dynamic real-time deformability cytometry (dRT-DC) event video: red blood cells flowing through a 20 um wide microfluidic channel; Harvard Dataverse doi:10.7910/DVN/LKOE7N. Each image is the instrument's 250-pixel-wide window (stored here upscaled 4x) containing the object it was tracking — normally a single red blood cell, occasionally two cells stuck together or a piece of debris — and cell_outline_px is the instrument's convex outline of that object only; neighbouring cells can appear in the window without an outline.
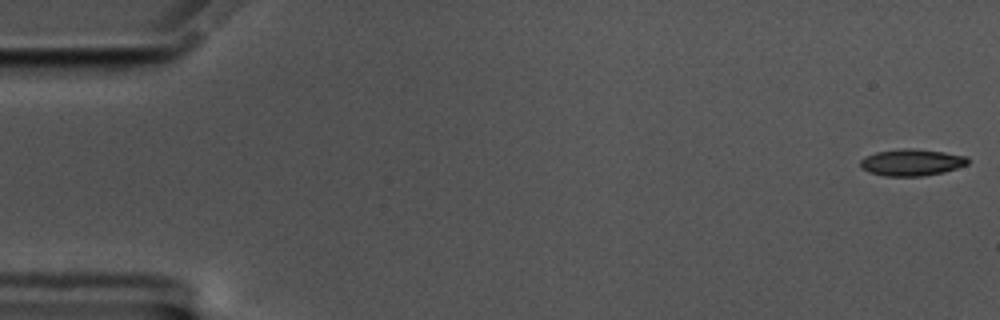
{"species": "common noctule bat (a hibernating species)", "species_latin": "Nyctalus noctula", "temperature_condition": "cold", "stored_images_in_passage": 57, "camera_frame_rate_fps": 3000, "um_per_image_px": 0.085, "animal": {"sex": "male", "body_mass_g": 17.5, "forearm_length_mm": 52.3}, "frame": {"image": 1, "passage_image": 1, "time_ms": 0.0, "image_size_px": [1000, 320], "cell_outline_px": [[968, 164], [944, 172], [924, 176], [884, 176], [868, 172], [860, 164], [860, 160], [864, 156], [876, 152], [904, 148], [916, 148], [944, 152], [968, 156]], "centroid_in_image_um": [77.5, 13.8], "position_along_channel_um": 7.5, "area_um2": 16.82}}
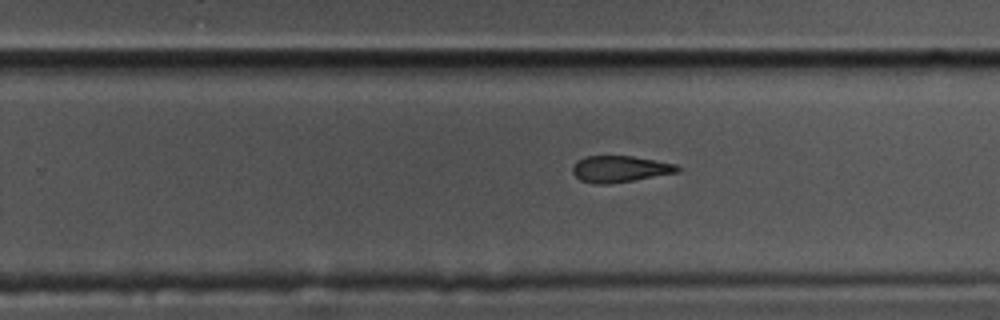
{"frame": {"image": 2, "passage_image": 36, "time_ms": 11.667, "image_size_px": [1000, 320], "cell_outline_px": [[680, 172], [608, 184], [596, 184], [580, 180], [572, 172], [572, 164], [576, 160], [584, 156], [632, 156], [676, 164], [680, 168]], "centroid_in_image_um": [52.65, 14.35], "position_along_channel_um": 277.1, "area_um2": 16.18}}
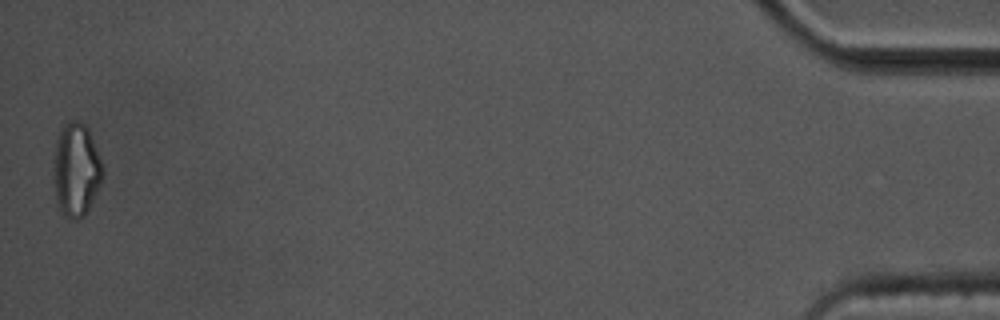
{"frame": {"image": 3, "passage_image": 57, "time_ms": 18.667, "image_size_px": [1000, 320], "cell_outline_px": [[104, 172], [100, 184], [84, 216], [76, 220], [72, 220], [64, 216], [56, 204], [56, 140], [64, 124], [72, 120], [76, 120], [84, 124], [92, 140], [104, 168]], "centroid_in_image_um": [6.5, 14.47], "position_along_channel_um": 428.7, "area_um2": 25.78}, "authors_computed_cell_mechanics": {"area_um2": 17.1666, "velocity_mm_per_s": 3.5033, "shape_relaxation_time_tau1_ms": null, "shape_relaxation_time_tau2_ms": 8.1881, "deformation_change_tau1": null, "deformation_change_tau2": 0.1766}}